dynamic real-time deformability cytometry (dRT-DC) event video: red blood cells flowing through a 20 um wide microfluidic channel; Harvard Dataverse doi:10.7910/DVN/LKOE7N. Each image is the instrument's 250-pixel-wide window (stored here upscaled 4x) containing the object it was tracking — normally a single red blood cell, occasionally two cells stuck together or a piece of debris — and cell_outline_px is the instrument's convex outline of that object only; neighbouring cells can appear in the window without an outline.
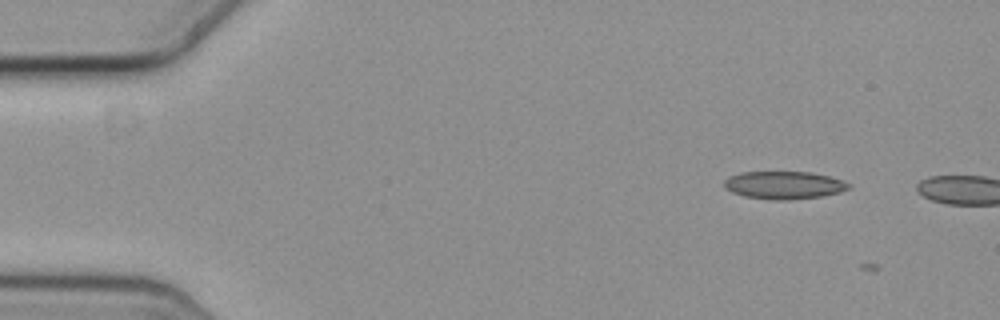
{"species": "common noctule bat (a hibernating species)", "species_latin": "Nyctalus noctula", "temperature_condition": "cold", "stored_images_in_passage": 4, "camera_frame_rate_fps": 3000, "um_per_image_px": 0.085, "animal": {"sex": "female", "body_mass_g": 19.3, "forearm_length_mm": 54.1}, "frame": {"image": 1, "passage_image": 3, "time_ms": 0.667, "image_size_px": [1000, 320], "cell_outline_px": [[848, 188], [840, 192], [820, 196], [788, 200], [772, 200], [744, 196], [732, 192], [724, 188], [724, 180], [728, 176], [740, 172], [808, 172], [828, 176], [844, 180], [848, 184]], "centroid_in_image_um": [66.58, 15.73], "position_along_channel_um": 18.4, "area_um2": 20.06}}